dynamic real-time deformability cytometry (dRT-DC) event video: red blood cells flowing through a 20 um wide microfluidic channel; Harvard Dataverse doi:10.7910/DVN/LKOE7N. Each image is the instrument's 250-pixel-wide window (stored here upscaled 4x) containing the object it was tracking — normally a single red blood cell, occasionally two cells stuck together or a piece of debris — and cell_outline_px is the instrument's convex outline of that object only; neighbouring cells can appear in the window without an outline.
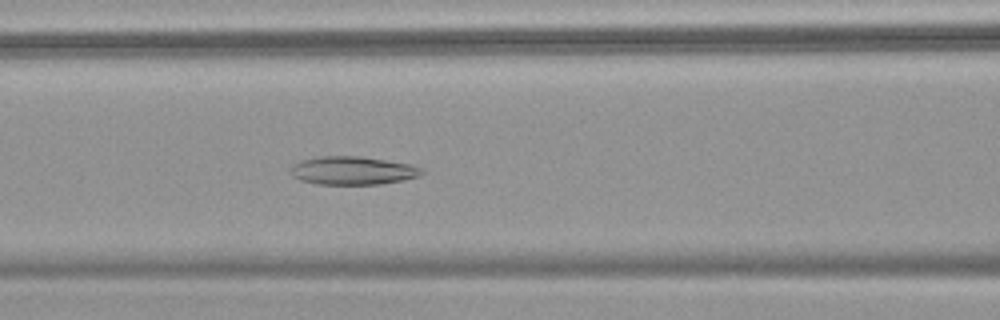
{"species": "common noctule bat (a hibernating species)", "species_latin": "Nyctalus noctula", "temperature_condition": "warm", "stored_images_in_passage": 54, "camera_frame_rate_fps": 3000, "um_per_image_px": 0.085, "animal": {"sex": "female", "body_mass_g": 18.4}, "frame": {"image": 1, "passage_image": 23, "time_ms": 7.333, "image_size_px": [1000, 320], "cell_outline_px": [[424, 172], [420, 176], [404, 180], [380, 184], [316, 184], [300, 180], [292, 176], [288, 172], [292, 164], [300, 160], [320, 156], [360, 156], [408, 164], [420, 168]], "centroid_in_image_um": [29.91, 14.5], "position_along_channel_um": 136.7, "area_um2": 21.68}}
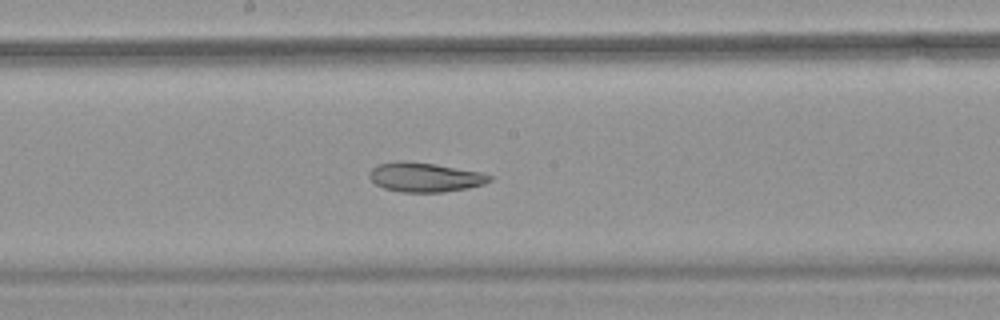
{"frame": {"image": 2, "passage_image": 29, "time_ms": 9.333, "image_size_px": [1000, 320], "cell_outline_px": [[492, 180], [484, 184], [468, 188], [440, 192], [400, 192], [384, 188], [376, 184], [368, 176], [368, 172], [376, 164], [396, 160], [404, 160], [436, 164], [480, 172], [492, 176]], "centroid_in_image_um": [36.07, 15.05], "position_along_channel_um": 212.1, "area_um2": 20.75}}
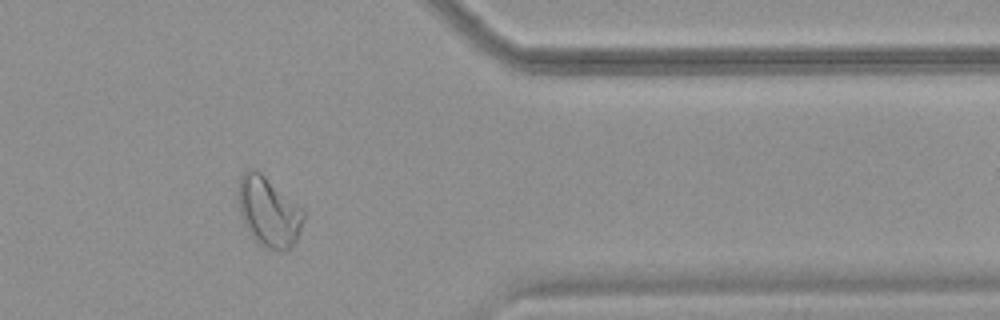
{"frame": {"image": 3, "passage_image": 44, "time_ms": 14.333, "image_size_px": [1000, 320], "cell_outline_px": [[304, 220], [296, 240], [288, 248], [280, 252], [276, 252], [260, 244], [252, 236], [244, 224], [240, 216], [240, 176], [248, 168], [256, 168], [300, 208], [304, 212]], "centroid_in_image_um": [22.83, 18.02], "position_along_channel_um": 388.6, "area_um2": 25.84}}